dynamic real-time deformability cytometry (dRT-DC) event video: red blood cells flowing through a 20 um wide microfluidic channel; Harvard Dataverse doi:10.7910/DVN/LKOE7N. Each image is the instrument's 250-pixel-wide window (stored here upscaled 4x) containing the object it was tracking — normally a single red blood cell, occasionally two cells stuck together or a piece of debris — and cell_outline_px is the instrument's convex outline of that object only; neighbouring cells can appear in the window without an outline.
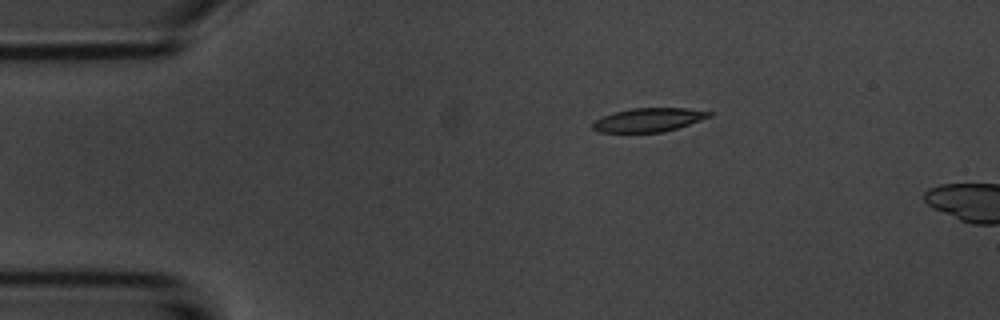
{"species": "common noctule bat (a hibernating species)", "species_latin": "Nyctalus noctula", "temperature_condition": "room temperature", "stored_images_in_passage": 2, "camera_frame_rate_fps": 3000, "um_per_image_px": 0.085, "animal": {"sex": "male", "body_mass_g": 20.1, "forearm_length_mm": 53.5}, "frame": {"image": 1, "passage_image": 1, "time_ms": 0.0, "image_size_px": [1000, 320], "cell_outline_px": [[712, 116], [676, 128], [660, 132], [600, 132], [592, 128], [592, 120], [612, 112], [632, 108], [688, 108], [712, 112]], "centroid_in_image_um": [55.08, 10.18], "position_along_channel_um": 29.9, "area_um2": 16.07}}